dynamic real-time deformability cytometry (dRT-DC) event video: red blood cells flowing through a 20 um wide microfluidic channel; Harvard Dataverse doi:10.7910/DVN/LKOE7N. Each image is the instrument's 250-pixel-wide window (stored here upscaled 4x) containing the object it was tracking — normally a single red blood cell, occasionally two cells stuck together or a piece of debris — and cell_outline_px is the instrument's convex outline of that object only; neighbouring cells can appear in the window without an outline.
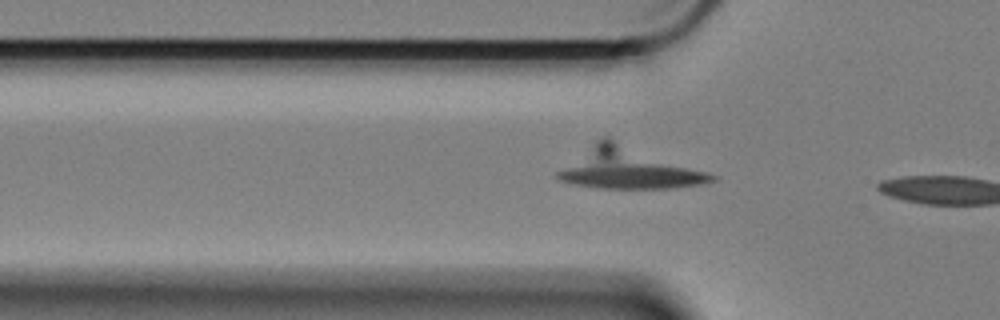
{"species": "Egyptian fruit bat (a non-hibernating species)", "species_latin": "Rousettus aegyptiacus", "temperature_condition": "cold", "stored_images_in_passage": 18, "camera_frame_rate_fps": 3000, "um_per_image_px": 0.085, "animal": {"sex": "female"}, "frame": {"image": 1, "passage_image": 17, "time_ms": 5.333, "image_size_px": [1000, 320], "cell_outline_px": [[716, 180], [704, 184], [676, 188], [596, 188], [572, 184], [560, 180], [556, 176], [556, 172], [596, 140], [604, 136], [608, 136], [716, 176]], "centroid_in_image_um": [53.39, 14.31], "position_along_channel_um": 72.4, "area_um2": 36.53}}